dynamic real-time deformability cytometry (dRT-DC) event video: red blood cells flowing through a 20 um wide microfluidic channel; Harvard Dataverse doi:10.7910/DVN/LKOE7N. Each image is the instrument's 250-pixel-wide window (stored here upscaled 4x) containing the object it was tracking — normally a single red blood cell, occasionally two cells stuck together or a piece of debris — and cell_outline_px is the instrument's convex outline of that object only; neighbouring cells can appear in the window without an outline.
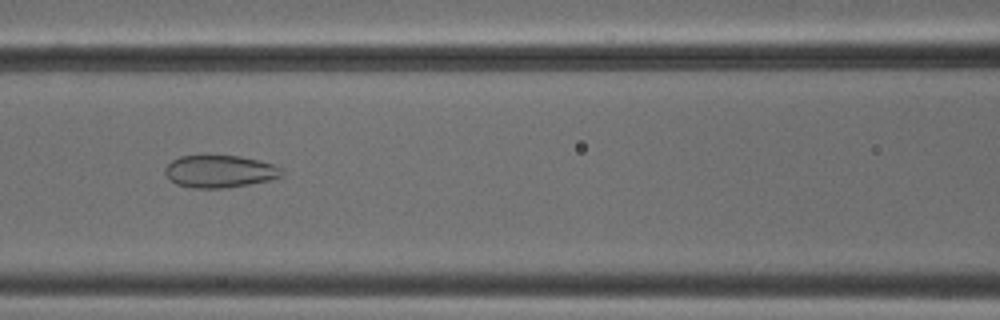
{"species": "common noctule bat (a hibernating species)", "species_latin": "Nyctalus noctula", "temperature_condition": "cold", "stored_images_in_passage": 52, "camera_frame_rate_fps": 3000, "um_per_image_px": 0.085, "animal": {"sex": "male", "body_mass_g": 18.8}, "frame": {"image": 1, "passage_image": 23, "time_ms": 7.333, "image_size_px": [1000, 320], "cell_outline_px": [[284, 176], [268, 180], [248, 184], [224, 188], [192, 188], [176, 184], [164, 172], [164, 168], [172, 160], [180, 156], [240, 156], [272, 164], [280, 168], [284, 172]], "centroid_in_image_um": [18.67, 14.57], "position_along_channel_um": 147.9, "area_um2": 21.79}}
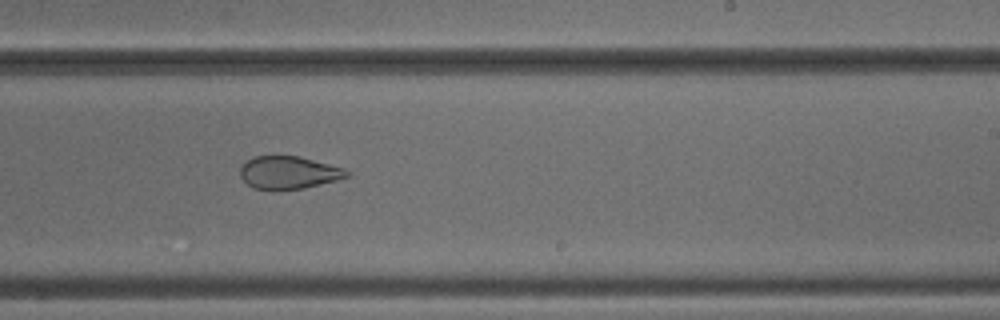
{"frame": {"image": 2, "passage_image": 32, "time_ms": 10.333, "image_size_px": [1000, 320], "cell_outline_px": [[352, 176], [304, 188], [252, 188], [240, 176], [240, 168], [244, 160], [252, 156], [300, 156], [344, 168], [352, 172]], "centroid_in_image_um": [24.56, 14.63], "position_along_channel_um": 264.4, "area_um2": 20.23}}
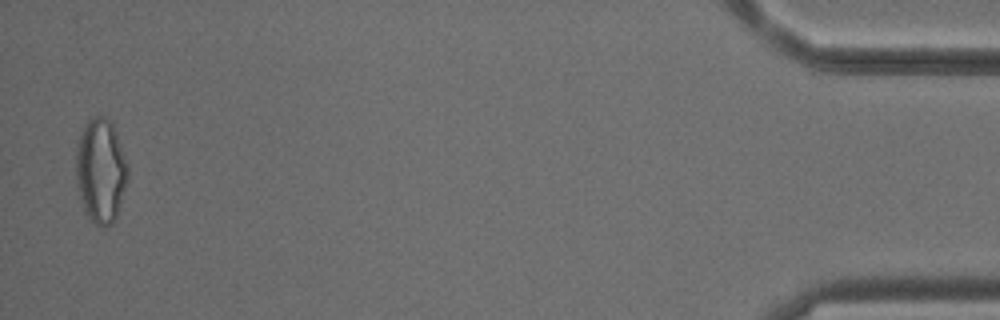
{"frame": {"image": 3, "passage_image": 51, "time_ms": 16.667, "image_size_px": [1000, 320], "cell_outline_px": [[128, 180], [116, 216], [112, 224], [104, 228], [88, 220], [84, 212], [80, 200], [76, 184], [76, 148], [84, 124], [88, 120], [96, 116], [104, 116], [112, 120], [128, 164]], "centroid_in_image_um": [8.56, 14.52], "position_along_channel_um": 426.6, "area_um2": 32.08}, "authors_computed_cell_mechanics": {"area_um2": 26.9348, "velocity_mm_per_s": 3.8861, "shape_relaxation_time_tau1_ms": null, "shape_relaxation_time_tau2_ms": 1.3351, "deformation_change_tau1": null, "deformation_change_tau2": 0.0842}}